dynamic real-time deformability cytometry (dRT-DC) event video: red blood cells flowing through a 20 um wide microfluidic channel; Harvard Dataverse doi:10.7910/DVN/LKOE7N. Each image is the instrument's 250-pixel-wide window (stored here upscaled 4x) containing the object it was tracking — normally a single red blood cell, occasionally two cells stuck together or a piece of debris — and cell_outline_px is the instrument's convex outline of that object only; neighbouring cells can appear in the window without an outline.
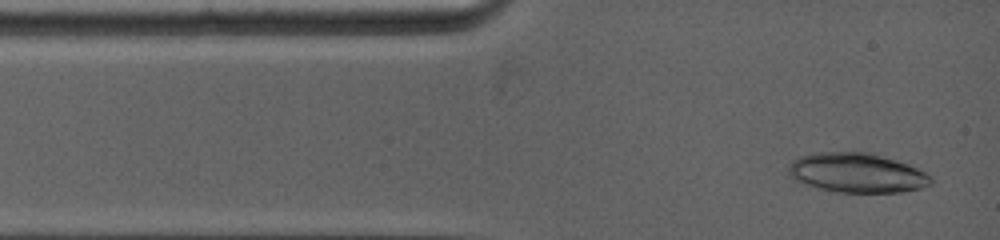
{"species": "common noctule bat (a hibernating species)", "species_latin": "Nyctalus noctula", "temperature_condition": "warm", "stored_images_in_passage": 11, "camera_frame_rate_fps": 5000, "um_per_image_px": 0.085, "animal": {"sex": "female", "body_mass_g": 19.0, "forearm_length_mm": 53.3}, "frame": {"image": 1, "passage_image": 3, "time_ms": 0.4, "image_size_px": [1000, 240], "cell_outline_px": [[932, 184], [920, 188], [900, 192], [840, 192], [820, 188], [796, 180], [788, 176], [788, 168], [792, 160], [800, 156], [820, 152], [864, 152], [896, 160], [908, 164], [924, 172], [932, 180]], "centroid_in_image_um": [72.82, 14.69], "position_along_channel_um": 12.2, "area_um2": 32.31}}